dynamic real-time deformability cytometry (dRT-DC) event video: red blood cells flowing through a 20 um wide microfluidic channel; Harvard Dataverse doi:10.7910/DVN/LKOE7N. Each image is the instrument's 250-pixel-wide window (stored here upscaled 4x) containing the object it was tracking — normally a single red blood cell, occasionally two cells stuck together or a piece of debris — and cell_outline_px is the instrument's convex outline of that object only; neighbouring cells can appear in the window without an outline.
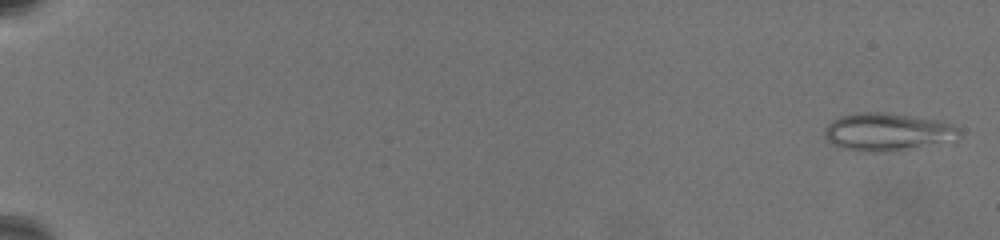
{"species": "common noctule bat (a hibernating species)", "species_latin": "Nyctalus noctula", "temperature_condition": "warm", "stored_images_in_passage": 67, "camera_frame_rate_fps": 3000, "um_per_image_px": 0.085, "animal": {"sex": "female", "body_mass_g": 19.5, "forearm_length_mm": 54.1}, "frame": {"image": 1, "passage_image": 2, "time_ms": 0.333, "image_size_px": [1000, 240], "cell_outline_px": [[960, 140], [956, 144], [884, 152], [872, 152], [844, 148], [832, 144], [824, 136], [824, 128], [832, 120], [840, 116], [860, 112], [884, 112], [944, 120], [952, 124], [960, 132]], "centroid_in_image_um": [75.59, 11.23], "position_along_channel_um": 9.4, "area_um2": 30.75}}
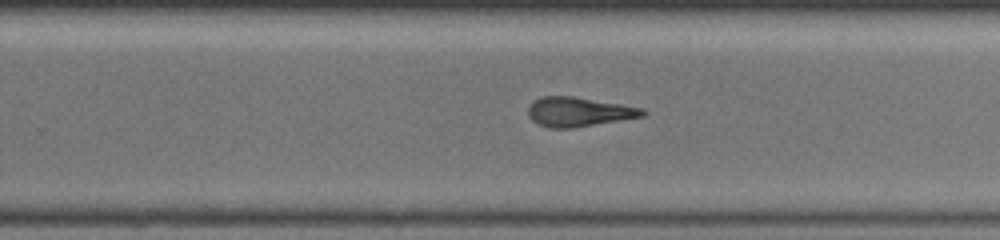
{"frame": {"image": 2, "passage_image": 46, "time_ms": 15.0, "image_size_px": [1000, 240], "cell_outline_px": [[648, 112], [644, 116], [572, 128], [548, 128], [536, 124], [528, 116], [528, 108], [540, 96], [572, 96], [644, 108]], "centroid_in_image_um": [49.18, 9.51], "position_along_channel_um": 280.6, "area_um2": 19.54}}
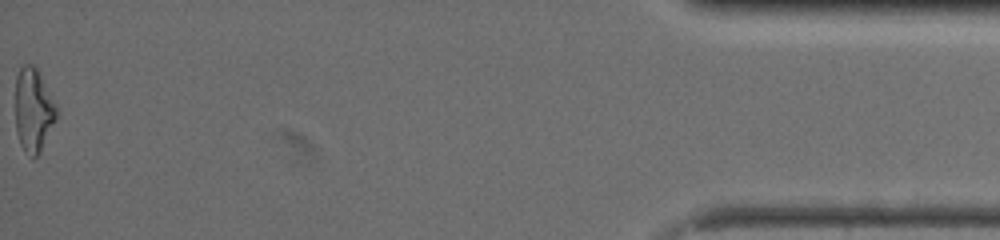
{"frame": {"image": 3, "passage_image": 67, "time_ms": 22.0, "image_size_px": [1000, 240], "cell_outline_px": [[56, 116], [40, 152], [32, 160], [24, 152], [20, 144], [16, 132], [16, 76], [20, 68], [24, 64], [32, 64], [36, 68], [56, 108]], "centroid_in_image_um": [2.79, 9.4], "position_along_channel_um": 432.4, "area_um2": 19.48}, "authors_computed_cell_mechanics": {"area_um2": 20.4034, "velocity_mm_per_s": 3.3207, "shape_relaxation_time_tau1_ms": 11.1827, "shape_relaxation_time_tau2_ms": 2.6139, "deformation_change_tau1": 0.2892, "deformation_change_tau2": 0.1394}}